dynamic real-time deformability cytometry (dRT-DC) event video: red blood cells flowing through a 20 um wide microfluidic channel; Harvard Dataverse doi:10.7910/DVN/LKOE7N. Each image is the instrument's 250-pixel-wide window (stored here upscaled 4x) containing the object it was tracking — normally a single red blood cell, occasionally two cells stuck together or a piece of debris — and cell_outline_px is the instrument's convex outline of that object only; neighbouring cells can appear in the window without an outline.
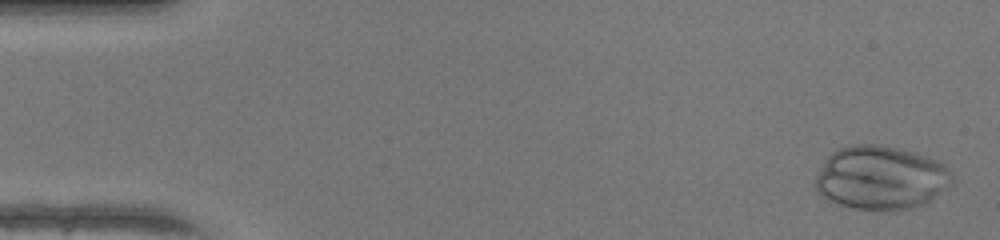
{"species": "human", "species_latin": "Homo sapiens", "temperature_condition": "warm", "stored_images_in_passage": 49, "camera_frame_rate_fps": 3000, "um_per_image_px": 0.085, "donor": {"sex": "female"}, "frame": {"image": 1, "passage_image": 2, "time_ms": 0.333, "image_size_px": [1000, 240], "cell_outline_px": [[952, 184], [948, 188], [924, 204], [912, 208], [896, 212], [892, 212], [852, 208], [836, 204], [828, 200], [816, 188], [816, 176], [828, 156], [836, 148], [852, 144], [876, 144], [896, 148], [928, 156], [944, 164], [952, 172]], "centroid_in_image_um": [74.9, 15.13], "position_along_channel_um": 10.1, "area_um2": 51.15}}
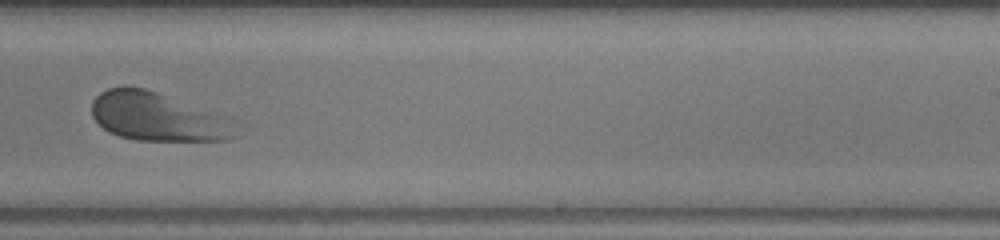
{"frame": {"image": 2, "passage_image": 31, "time_ms": 10.0, "image_size_px": [1000, 240], "cell_outline_px": [[240, 136], [228, 140], [136, 140], [120, 136], [108, 132], [92, 116], [92, 100], [100, 92], [108, 88], [124, 84], [144, 88], [236, 116], [240, 120]], "centroid_in_image_um": [13.59, 9.91], "position_along_channel_um": 275.4, "area_um2": 42.6}}
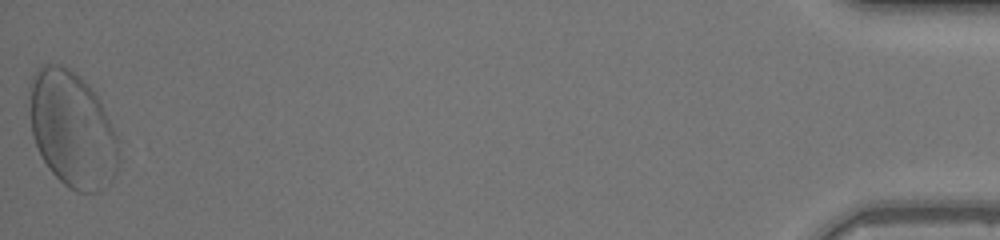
{"frame": {"image": 3, "passage_image": 49, "time_ms": 16.0, "image_size_px": [1000, 240], "cell_outline_px": [[120, 160], [116, 172], [112, 180], [100, 192], [76, 192], [68, 188], [48, 168], [32, 136], [28, 84], [36, 68], [40, 64], [60, 64], [76, 72], [88, 84], [96, 96], [120, 140]], "centroid_in_image_um": [6.15, 11.0], "position_along_channel_um": 429.1, "area_um2": 60.92}}